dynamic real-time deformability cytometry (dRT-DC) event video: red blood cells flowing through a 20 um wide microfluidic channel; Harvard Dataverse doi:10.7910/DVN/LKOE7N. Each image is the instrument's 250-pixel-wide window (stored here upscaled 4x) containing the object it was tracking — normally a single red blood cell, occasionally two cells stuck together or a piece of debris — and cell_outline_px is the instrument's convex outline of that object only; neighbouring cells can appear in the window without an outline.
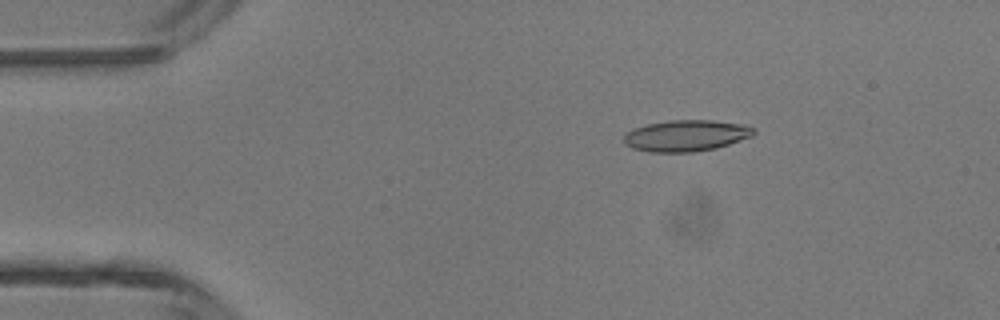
{"species": "common noctule bat (a hibernating species)", "species_latin": "Nyctalus noctula", "temperature_condition": "room temperature", "stored_images_in_passage": 4, "camera_frame_rate_fps": 3000, "um_per_image_px": 0.085, "animal": {"sex": "male", "body_mass_g": 13.3}, "frame": {"image": 1, "passage_image": 3, "time_ms": 0.667, "image_size_px": [1000, 320], "cell_outline_px": [[756, 132], [752, 136], [716, 148], [692, 152], [648, 152], [632, 148], [624, 144], [624, 136], [628, 132], [636, 128], [648, 124], [668, 120], [712, 120], [740, 124], [756, 128]], "centroid_in_image_um": [58.32, 11.53], "position_along_channel_um": 26.7, "area_um2": 23.58}}